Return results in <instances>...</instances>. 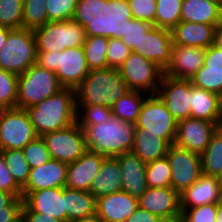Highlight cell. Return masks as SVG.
Instances as JSON below:
<instances>
[{
  "label": "cell",
  "mask_w": 222,
  "mask_h": 222,
  "mask_svg": "<svg viewBox=\"0 0 222 222\" xmlns=\"http://www.w3.org/2000/svg\"><path fill=\"white\" fill-rule=\"evenodd\" d=\"M102 17L90 13L69 21L48 22L33 30L37 52H62L66 48L83 47L89 29Z\"/></svg>",
  "instance_id": "cell-1"
},
{
  "label": "cell",
  "mask_w": 222,
  "mask_h": 222,
  "mask_svg": "<svg viewBox=\"0 0 222 222\" xmlns=\"http://www.w3.org/2000/svg\"><path fill=\"white\" fill-rule=\"evenodd\" d=\"M25 110L38 136L64 129L76 122L75 89L63 88Z\"/></svg>",
  "instance_id": "cell-2"
},
{
  "label": "cell",
  "mask_w": 222,
  "mask_h": 222,
  "mask_svg": "<svg viewBox=\"0 0 222 222\" xmlns=\"http://www.w3.org/2000/svg\"><path fill=\"white\" fill-rule=\"evenodd\" d=\"M78 126L83 130L88 151L117 157L133 148L135 124L112 116L105 123Z\"/></svg>",
  "instance_id": "cell-3"
},
{
  "label": "cell",
  "mask_w": 222,
  "mask_h": 222,
  "mask_svg": "<svg viewBox=\"0 0 222 222\" xmlns=\"http://www.w3.org/2000/svg\"><path fill=\"white\" fill-rule=\"evenodd\" d=\"M130 89L119 69L89 70L88 75L75 88L76 105H101L112 108Z\"/></svg>",
  "instance_id": "cell-4"
},
{
  "label": "cell",
  "mask_w": 222,
  "mask_h": 222,
  "mask_svg": "<svg viewBox=\"0 0 222 222\" xmlns=\"http://www.w3.org/2000/svg\"><path fill=\"white\" fill-rule=\"evenodd\" d=\"M36 64L55 72L64 88L75 89L89 73L83 47L66 48L62 52H37Z\"/></svg>",
  "instance_id": "cell-5"
},
{
  "label": "cell",
  "mask_w": 222,
  "mask_h": 222,
  "mask_svg": "<svg viewBox=\"0 0 222 222\" xmlns=\"http://www.w3.org/2000/svg\"><path fill=\"white\" fill-rule=\"evenodd\" d=\"M63 88L55 72L34 64L18 75L16 108L35 106Z\"/></svg>",
  "instance_id": "cell-6"
},
{
  "label": "cell",
  "mask_w": 222,
  "mask_h": 222,
  "mask_svg": "<svg viewBox=\"0 0 222 222\" xmlns=\"http://www.w3.org/2000/svg\"><path fill=\"white\" fill-rule=\"evenodd\" d=\"M37 49L33 30L12 29L5 46L0 50V69L17 75L36 64Z\"/></svg>",
  "instance_id": "cell-7"
},
{
  "label": "cell",
  "mask_w": 222,
  "mask_h": 222,
  "mask_svg": "<svg viewBox=\"0 0 222 222\" xmlns=\"http://www.w3.org/2000/svg\"><path fill=\"white\" fill-rule=\"evenodd\" d=\"M177 124L162 100L156 94H149L141 106L135 127L143 134L158 135L172 145L177 135Z\"/></svg>",
  "instance_id": "cell-8"
},
{
  "label": "cell",
  "mask_w": 222,
  "mask_h": 222,
  "mask_svg": "<svg viewBox=\"0 0 222 222\" xmlns=\"http://www.w3.org/2000/svg\"><path fill=\"white\" fill-rule=\"evenodd\" d=\"M25 109L10 108L0 110V149H23L37 137Z\"/></svg>",
  "instance_id": "cell-9"
},
{
  "label": "cell",
  "mask_w": 222,
  "mask_h": 222,
  "mask_svg": "<svg viewBox=\"0 0 222 222\" xmlns=\"http://www.w3.org/2000/svg\"><path fill=\"white\" fill-rule=\"evenodd\" d=\"M120 74L130 90L155 94L160 85L163 70L154 62L131 52L119 68Z\"/></svg>",
  "instance_id": "cell-10"
},
{
  "label": "cell",
  "mask_w": 222,
  "mask_h": 222,
  "mask_svg": "<svg viewBox=\"0 0 222 222\" xmlns=\"http://www.w3.org/2000/svg\"><path fill=\"white\" fill-rule=\"evenodd\" d=\"M42 138L51 159L67 164L78 160L87 151L83 130L77 122L64 129L48 132Z\"/></svg>",
  "instance_id": "cell-11"
},
{
  "label": "cell",
  "mask_w": 222,
  "mask_h": 222,
  "mask_svg": "<svg viewBox=\"0 0 222 222\" xmlns=\"http://www.w3.org/2000/svg\"><path fill=\"white\" fill-rule=\"evenodd\" d=\"M171 171V187L181 193L191 187L202 175L200 154L170 145L166 154Z\"/></svg>",
  "instance_id": "cell-12"
},
{
  "label": "cell",
  "mask_w": 222,
  "mask_h": 222,
  "mask_svg": "<svg viewBox=\"0 0 222 222\" xmlns=\"http://www.w3.org/2000/svg\"><path fill=\"white\" fill-rule=\"evenodd\" d=\"M155 94L177 122L190 117L191 80L163 74Z\"/></svg>",
  "instance_id": "cell-13"
},
{
  "label": "cell",
  "mask_w": 222,
  "mask_h": 222,
  "mask_svg": "<svg viewBox=\"0 0 222 222\" xmlns=\"http://www.w3.org/2000/svg\"><path fill=\"white\" fill-rule=\"evenodd\" d=\"M140 208L158 216L161 220L180 222L179 193L172 187L151 188L138 198Z\"/></svg>",
  "instance_id": "cell-14"
},
{
  "label": "cell",
  "mask_w": 222,
  "mask_h": 222,
  "mask_svg": "<svg viewBox=\"0 0 222 222\" xmlns=\"http://www.w3.org/2000/svg\"><path fill=\"white\" fill-rule=\"evenodd\" d=\"M218 126L213 122L197 118L178 121L174 144L197 154H202Z\"/></svg>",
  "instance_id": "cell-15"
},
{
  "label": "cell",
  "mask_w": 222,
  "mask_h": 222,
  "mask_svg": "<svg viewBox=\"0 0 222 222\" xmlns=\"http://www.w3.org/2000/svg\"><path fill=\"white\" fill-rule=\"evenodd\" d=\"M172 46L171 30L153 26L132 52L154 62L164 71L171 60Z\"/></svg>",
  "instance_id": "cell-16"
},
{
  "label": "cell",
  "mask_w": 222,
  "mask_h": 222,
  "mask_svg": "<svg viewBox=\"0 0 222 222\" xmlns=\"http://www.w3.org/2000/svg\"><path fill=\"white\" fill-rule=\"evenodd\" d=\"M101 15L131 51L139 46L143 36L154 26L150 22L129 17L116 7H110Z\"/></svg>",
  "instance_id": "cell-17"
},
{
  "label": "cell",
  "mask_w": 222,
  "mask_h": 222,
  "mask_svg": "<svg viewBox=\"0 0 222 222\" xmlns=\"http://www.w3.org/2000/svg\"><path fill=\"white\" fill-rule=\"evenodd\" d=\"M22 212H39L66 222L64 210V187L37 191H22Z\"/></svg>",
  "instance_id": "cell-18"
},
{
  "label": "cell",
  "mask_w": 222,
  "mask_h": 222,
  "mask_svg": "<svg viewBox=\"0 0 222 222\" xmlns=\"http://www.w3.org/2000/svg\"><path fill=\"white\" fill-rule=\"evenodd\" d=\"M138 207V198L122 190L96 199V214L102 222H125Z\"/></svg>",
  "instance_id": "cell-19"
},
{
  "label": "cell",
  "mask_w": 222,
  "mask_h": 222,
  "mask_svg": "<svg viewBox=\"0 0 222 222\" xmlns=\"http://www.w3.org/2000/svg\"><path fill=\"white\" fill-rule=\"evenodd\" d=\"M109 41V23L101 17L88 31L83 44L86 64L89 70L105 69Z\"/></svg>",
  "instance_id": "cell-20"
},
{
  "label": "cell",
  "mask_w": 222,
  "mask_h": 222,
  "mask_svg": "<svg viewBox=\"0 0 222 222\" xmlns=\"http://www.w3.org/2000/svg\"><path fill=\"white\" fill-rule=\"evenodd\" d=\"M205 50L204 48L173 45L170 63L163 74L191 80L203 66Z\"/></svg>",
  "instance_id": "cell-21"
},
{
  "label": "cell",
  "mask_w": 222,
  "mask_h": 222,
  "mask_svg": "<svg viewBox=\"0 0 222 222\" xmlns=\"http://www.w3.org/2000/svg\"><path fill=\"white\" fill-rule=\"evenodd\" d=\"M105 158L104 155L87 150L78 160L69 163L65 187L89 192Z\"/></svg>",
  "instance_id": "cell-22"
},
{
  "label": "cell",
  "mask_w": 222,
  "mask_h": 222,
  "mask_svg": "<svg viewBox=\"0 0 222 222\" xmlns=\"http://www.w3.org/2000/svg\"><path fill=\"white\" fill-rule=\"evenodd\" d=\"M121 170L122 191L139 198L148 189L146 163L132 152H125L115 157Z\"/></svg>",
  "instance_id": "cell-23"
},
{
  "label": "cell",
  "mask_w": 222,
  "mask_h": 222,
  "mask_svg": "<svg viewBox=\"0 0 222 222\" xmlns=\"http://www.w3.org/2000/svg\"><path fill=\"white\" fill-rule=\"evenodd\" d=\"M180 209L222 202V192L217 178L202 174L191 187L179 193Z\"/></svg>",
  "instance_id": "cell-24"
},
{
  "label": "cell",
  "mask_w": 222,
  "mask_h": 222,
  "mask_svg": "<svg viewBox=\"0 0 222 222\" xmlns=\"http://www.w3.org/2000/svg\"><path fill=\"white\" fill-rule=\"evenodd\" d=\"M67 165V163L56 159H50L45 164L36 168H30L28 181L22 187V191L65 187Z\"/></svg>",
  "instance_id": "cell-25"
},
{
  "label": "cell",
  "mask_w": 222,
  "mask_h": 222,
  "mask_svg": "<svg viewBox=\"0 0 222 222\" xmlns=\"http://www.w3.org/2000/svg\"><path fill=\"white\" fill-rule=\"evenodd\" d=\"M217 26L180 21L171 30L173 45L206 49L215 44Z\"/></svg>",
  "instance_id": "cell-26"
},
{
  "label": "cell",
  "mask_w": 222,
  "mask_h": 222,
  "mask_svg": "<svg viewBox=\"0 0 222 222\" xmlns=\"http://www.w3.org/2000/svg\"><path fill=\"white\" fill-rule=\"evenodd\" d=\"M121 170L115 157H106L93 179L89 192L97 199L101 196L122 190Z\"/></svg>",
  "instance_id": "cell-27"
},
{
  "label": "cell",
  "mask_w": 222,
  "mask_h": 222,
  "mask_svg": "<svg viewBox=\"0 0 222 222\" xmlns=\"http://www.w3.org/2000/svg\"><path fill=\"white\" fill-rule=\"evenodd\" d=\"M190 106V117L213 122L220 127L222 118L216 93L197 88L191 82Z\"/></svg>",
  "instance_id": "cell-28"
},
{
  "label": "cell",
  "mask_w": 222,
  "mask_h": 222,
  "mask_svg": "<svg viewBox=\"0 0 222 222\" xmlns=\"http://www.w3.org/2000/svg\"><path fill=\"white\" fill-rule=\"evenodd\" d=\"M222 6L209 0H183L181 21L219 25Z\"/></svg>",
  "instance_id": "cell-29"
},
{
  "label": "cell",
  "mask_w": 222,
  "mask_h": 222,
  "mask_svg": "<svg viewBox=\"0 0 222 222\" xmlns=\"http://www.w3.org/2000/svg\"><path fill=\"white\" fill-rule=\"evenodd\" d=\"M66 222L96 214V198L88 191L64 187Z\"/></svg>",
  "instance_id": "cell-30"
},
{
  "label": "cell",
  "mask_w": 222,
  "mask_h": 222,
  "mask_svg": "<svg viewBox=\"0 0 222 222\" xmlns=\"http://www.w3.org/2000/svg\"><path fill=\"white\" fill-rule=\"evenodd\" d=\"M170 144L158 135L143 134L139 128L135 127L134 145L131 150L144 163H150L166 156Z\"/></svg>",
  "instance_id": "cell-31"
},
{
  "label": "cell",
  "mask_w": 222,
  "mask_h": 222,
  "mask_svg": "<svg viewBox=\"0 0 222 222\" xmlns=\"http://www.w3.org/2000/svg\"><path fill=\"white\" fill-rule=\"evenodd\" d=\"M49 22L69 21L92 11L88 0H47Z\"/></svg>",
  "instance_id": "cell-32"
},
{
  "label": "cell",
  "mask_w": 222,
  "mask_h": 222,
  "mask_svg": "<svg viewBox=\"0 0 222 222\" xmlns=\"http://www.w3.org/2000/svg\"><path fill=\"white\" fill-rule=\"evenodd\" d=\"M146 92L130 90L118 101L115 102L112 109L114 117L135 124L140 113L141 106L148 96Z\"/></svg>",
  "instance_id": "cell-33"
},
{
  "label": "cell",
  "mask_w": 222,
  "mask_h": 222,
  "mask_svg": "<svg viewBox=\"0 0 222 222\" xmlns=\"http://www.w3.org/2000/svg\"><path fill=\"white\" fill-rule=\"evenodd\" d=\"M202 174L216 177L222 171V129L212 134L205 151L200 155Z\"/></svg>",
  "instance_id": "cell-34"
},
{
  "label": "cell",
  "mask_w": 222,
  "mask_h": 222,
  "mask_svg": "<svg viewBox=\"0 0 222 222\" xmlns=\"http://www.w3.org/2000/svg\"><path fill=\"white\" fill-rule=\"evenodd\" d=\"M115 7L129 17L155 26L156 0H121Z\"/></svg>",
  "instance_id": "cell-35"
},
{
  "label": "cell",
  "mask_w": 222,
  "mask_h": 222,
  "mask_svg": "<svg viewBox=\"0 0 222 222\" xmlns=\"http://www.w3.org/2000/svg\"><path fill=\"white\" fill-rule=\"evenodd\" d=\"M183 0H156L155 26L172 30L181 21Z\"/></svg>",
  "instance_id": "cell-36"
},
{
  "label": "cell",
  "mask_w": 222,
  "mask_h": 222,
  "mask_svg": "<svg viewBox=\"0 0 222 222\" xmlns=\"http://www.w3.org/2000/svg\"><path fill=\"white\" fill-rule=\"evenodd\" d=\"M47 0H23V28L34 30L49 22Z\"/></svg>",
  "instance_id": "cell-37"
},
{
  "label": "cell",
  "mask_w": 222,
  "mask_h": 222,
  "mask_svg": "<svg viewBox=\"0 0 222 222\" xmlns=\"http://www.w3.org/2000/svg\"><path fill=\"white\" fill-rule=\"evenodd\" d=\"M146 180L148 187H171V171L167 156L159 158L146 165Z\"/></svg>",
  "instance_id": "cell-38"
},
{
  "label": "cell",
  "mask_w": 222,
  "mask_h": 222,
  "mask_svg": "<svg viewBox=\"0 0 222 222\" xmlns=\"http://www.w3.org/2000/svg\"><path fill=\"white\" fill-rule=\"evenodd\" d=\"M5 163L15 181L23 187L29 178L30 167L23 150L12 149L3 151Z\"/></svg>",
  "instance_id": "cell-39"
},
{
  "label": "cell",
  "mask_w": 222,
  "mask_h": 222,
  "mask_svg": "<svg viewBox=\"0 0 222 222\" xmlns=\"http://www.w3.org/2000/svg\"><path fill=\"white\" fill-rule=\"evenodd\" d=\"M0 27L23 28V0H0Z\"/></svg>",
  "instance_id": "cell-40"
},
{
  "label": "cell",
  "mask_w": 222,
  "mask_h": 222,
  "mask_svg": "<svg viewBox=\"0 0 222 222\" xmlns=\"http://www.w3.org/2000/svg\"><path fill=\"white\" fill-rule=\"evenodd\" d=\"M18 75L0 69V110L16 108Z\"/></svg>",
  "instance_id": "cell-41"
},
{
  "label": "cell",
  "mask_w": 222,
  "mask_h": 222,
  "mask_svg": "<svg viewBox=\"0 0 222 222\" xmlns=\"http://www.w3.org/2000/svg\"><path fill=\"white\" fill-rule=\"evenodd\" d=\"M78 125H96L107 122L112 116V109L101 105H76Z\"/></svg>",
  "instance_id": "cell-42"
},
{
  "label": "cell",
  "mask_w": 222,
  "mask_h": 222,
  "mask_svg": "<svg viewBox=\"0 0 222 222\" xmlns=\"http://www.w3.org/2000/svg\"><path fill=\"white\" fill-rule=\"evenodd\" d=\"M132 51L121 41L109 25L108 51L106 55L109 68L119 69Z\"/></svg>",
  "instance_id": "cell-43"
},
{
  "label": "cell",
  "mask_w": 222,
  "mask_h": 222,
  "mask_svg": "<svg viewBox=\"0 0 222 222\" xmlns=\"http://www.w3.org/2000/svg\"><path fill=\"white\" fill-rule=\"evenodd\" d=\"M192 85L218 94L222 90V71L205 70L203 65L191 78Z\"/></svg>",
  "instance_id": "cell-44"
},
{
  "label": "cell",
  "mask_w": 222,
  "mask_h": 222,
  "mask_svg": "<svg viewBox=\"0 0 222 222\" xmlns=\"http://www.w3.org/2000/svg\"><path fill=\"white\" fill-rule=\"evenodd\" d=\"M22 150L30 168H36L51 159L50 153L42 136H37Z\"/></svg>",
  "instance_id": "cell-45"
},
{
  "label": "cell",
  "mask_w": 222,
  "mask_h": 222,
  "mask_svg": "<svg viewBox=\"0 0 222 222\" xmlns=\"http://www.w3.org/2000/svg\"><path fill=\"white\" fill-rule=\"evenodd\" d=\"M180 210V222H215L217 203Z\"/></svg>",
  "instance_id": "cell-46"
},
{
  "label": "cell",
  "mask_w": 222,
  "mask_h": 222,
  "mask_svg": "<svg viewBox=\"0 0 222 222\" xmlns=\"http://www.w3.org/2000/svg\"><path fill=\"white\" fill-rule=\"evenodd\" d=\"M0 190L13 194L15 197H22V187L15 181L9 171L0 149Z\"/></svg>",
  "instance_id": "cell-47"
},
{
  "label": "cell",
  "mask_w": 222,
  "mask_h": 222,
  "mask_svg": "<svg viewBox=\"0 0 222 222\" xmlns=\"http://www.w3.org/2000/svg\"><path fill=\"white\" fill-rule=\"evenodd\" d=\"M23 205V198L16 197L8 206H5V211H0V222H21Z\"/></svg>",
  "instance_id": "cell-48"
},
{
  "label": "cell",
  "mask_w": 222,
  "mask_h": 222,
  "mask_svg": "<svg viewBox=\"0 0 222 222\" xmlns=\"http://www.w3.org/2000/svg\"><path fill=\"white\" fill-rule=\"evenodd\" d=\"M203 65L205 70L222 71V48L217 44L206 48Z\"/></svg>",
  "instance_id": "cell-49"
},
{
  "label": "cell",
  "mask_w": 222,
  "mask_h": 222,
  "mask_svg": "<svg viewBox=\"0 0 222 222\" xmlns=\"http://www.w3.org/2000/svg\"><path fill=\"white\" fill-rule=\"evenodd\" d=\"M160 221L161 219L158 216L138 207L134 211V213L131 214L126 219L125 222H160Z\"/></svg>",
  "instance_id": "cell-50"
},
{
  "label": "cell",
  "mask_w": 222,
  "mask_h": 222,
  "mask_svg": "<svg viewBox=\"0 0 222 222\" xmlns=\"http://www.w3.org/2000/svg\"><path fill=\"white\" fill-rule=\"evenodd\" d=\"M22 222H63L54 216L39 212H22Z\"/></svg>",
  "instance_id": "cell-51"
},
{
  "label": "cell",
  "mask_w": 222,
  "mask_h": 222,
  "mask_svg": "<svg viewBox=\"0 0 222 222\" xmlns=\"http://www.w3.org/2000/svg\"><path fill=\"white\" fill-rule=\"evenodd\" d=\"M121 0H88L90 8L101 14L110 7H115Z\"/></svg>",
  "instance_id": "cell-52"
},
{
  "label": "cell",
  "mask_w": 222,
  "mask_h": 222,
  "mask_svg": "<svg viewBox=\"0 0 222 222\" xmlns=\"http://www.w3.org/2000/svg\"><path fill=\"white\" fill-rule=\"evenodd\" d=\"M15 198L13 194L0 190V211H5V206H8Z\"/></svg>",
  "instance_id": "cell-53"
},
{
  "label": "cell",
  "mask_w": 222,
  "mask_h": 222,
  "mask_svg": "<svg viewBox=\"0 0 222 222\" xmlns=\"http://www.w3.org/2000/svg\"><path fill=\"white\" fill-rule=\"evenodd\" d=\"M12 29L0 27V50L5 46L8 34Z\"/></svg>",
  "instance_id": "cell-54"
},
{
  "label": "cell",
  "mask_w": 222,
  "mask_h": 222,
  "mask_svg": "<svg viewBox=\"0 0 222 222\" xmlns=\"http://www.w3.org/2000/svg\"><path fill=\"white\" fill-rule=\"evenodd\" d=\"M71 222H102V221L99 219L97 214H93L91 216L79 218V219L73 220Z\"/></svg>",
  "instance_id": "cell-55"
},
{
  "label": "cell",
  "mask_w": 222,
  "mask_h": 222,
  "mask_svg": "<svg viewBox=\"0 0 222 222\" xmlns=\"http://www.w3.org/2000/svg\"><path fill=\"white\" fill-rule=\"evenodd\" d=\"M215 44L222 48V24L220 23L216 28Z\"/></svg>",
  "instance_id": "cell-56"
},
{
  "label": "cell",
  "mask_w": 222,
  "mask_h": 222,
  "mask_svg": "<svg viewBox=\"0 0 222 222\" xmlns=\"http://www.w3.org/2000/svg\"><path fill=\"white\" fill-rule=\"evenodd\" d=\"M215 222H222V202L217 203V213Z\"/></svg>",
  "instance_id": "cell-57"
},
{
  "label": "cell",
  "mask_w": 222,
  "mask_h": 222,
  "mask_svg": "<svg viewBox=\"0 0 222 222\" xmlns=\"http://www.w3.org/2000/svg\"><path fill=\"white\" fill-rule=\"evenodd\" d=\"M217 95H218V106L222 118V90Z\"/></svg>",
  "instance_id": "cell-58"
},
{
  "label": "cell",
  "mask_w": 222,
  "mask_h": 222,
  "mask_svg": "<svg viewBox=\"0 0 222 222\" xmlns=\"http://www.w3.org/2000/svg\"><path fill=\"white\" fill-rule=\"evenodd\" d=\"M216 178H217V181L219 183L220 190L222 192V171L216 176Z\"/></svg>",
  "instance_id": "cell-59"
},
{
  "label": "cell",
  "mask_w": 222,
  "mask_h": 222,
  "mask_svg": "<svg viewBox=\"0 0 222 222\" xmlns=\"http://www.w3.org/2000/svg\"><path fill=\"white\" fill-rule=\"evenodd\" d=\"M209 1H214L222 6V0H209Z\"/></svg>",
  "instance_id": "cell-60"
},
{
  "label": "cell",
  "mask_w": 222,
  "mask_h": 222,
  "mask_svg": "<svg viewBox=\"0 0 222 222\" xmlns=\"http://www.w3.org/2000/svg\"><path fill=\"white\" fill-rule=\"evenodd\" d=\"M220 23L222 24V8H221V22Z\"/></svg>",
  "instance_id": "cell-61"
},
{
  "label": "cell",
  "mask_w": 222,
  "mask_h": 222,
  "mask_svg": "<svg viewBox=\"0 0 222 222\" xmlns=\"http://www.w3.org/2000/svg\"><path fill=\"white\" fill-rule=\"evenodd\" d=\"M160 222H171V221H167V220H161Z\"/></svg>",
  "instance_id": "cell-62"
}]
</instances>
